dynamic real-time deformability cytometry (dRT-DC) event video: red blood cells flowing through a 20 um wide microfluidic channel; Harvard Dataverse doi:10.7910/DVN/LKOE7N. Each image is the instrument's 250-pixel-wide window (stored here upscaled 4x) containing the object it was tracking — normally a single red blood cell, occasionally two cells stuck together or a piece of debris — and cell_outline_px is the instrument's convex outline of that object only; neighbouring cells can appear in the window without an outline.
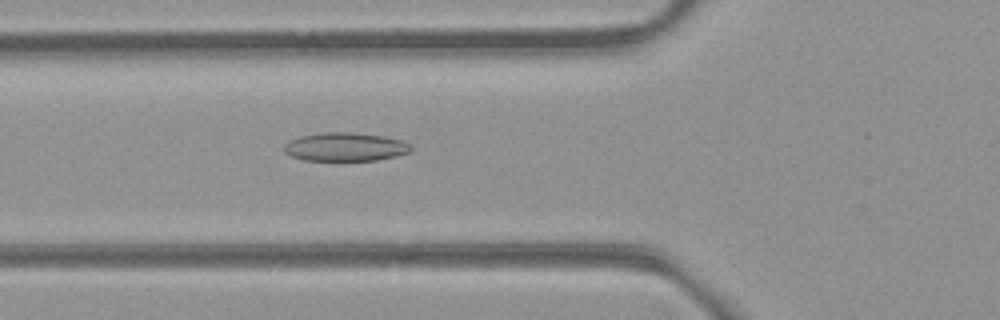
{"species": "common noctule bat (a hibernating species)", "species_latin": "Nyctalus noctula", "temperature_condition": "room temperature", "stored_images_in_passage": 47, "camera_frame_rate_fps": 3000, "um_per_image_px": 0.085, "animal": {"sex": "female", "body_mass_g": 21.9}, "frame": {"image": 1, "passage_image": 14, "time_ms": 4.333, "image_size_px": [1000, 320], "cell_outline_px": [[412, 148], [408, 152], [396, 156], [376, 160], [340, 164], [304, 160], [292, 156], [284, 152], [284, 144], [300, 136], [328, 132], [352, 132], [384, 136], [400, 140], [408, 144]], "centroid_in_image_um": [29.31, 12.54], "position_along_channel_um": 96.5, "area_um2": 21.85}}
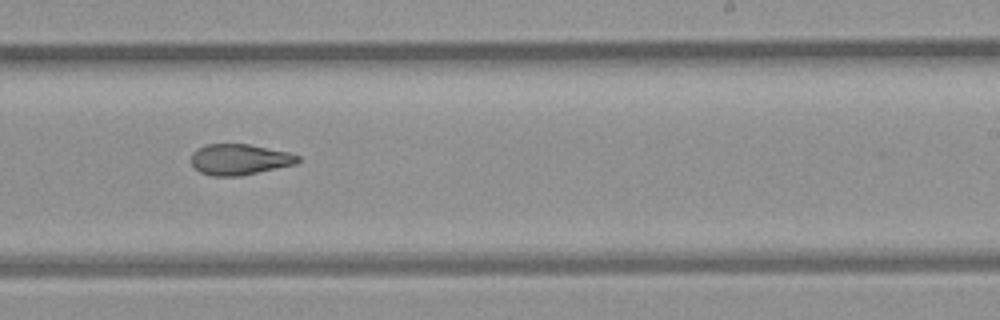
{"frame": {"image": 2, "passage_image": 27, "time_ms": 8.667, "image_size_px": [1000, 320], "cell_outline_px": [[300, 160], [296, 164], [240, 176], [212, 176], [200, 172], [192, 164], [192, 152], [196, 148], [204, 144], [248, 144], [288, 152], [300, 156]], "centroid_in_image_um": [20.35, 13.55], "position_along_channel_um": 268.7, "area_um2": 19.19}}
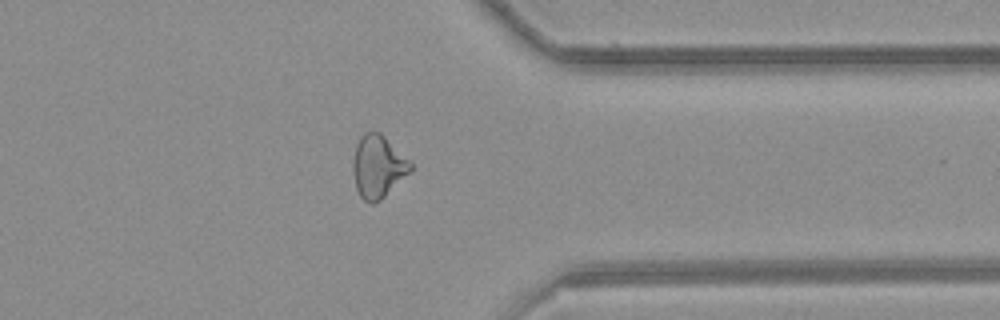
{"frame": {"image": 3, "passage_image": 36, "time_ms": 11.667, "image_size_px": [1000, 320], "cell_outline_px": [[412, 168], [380, 200], [372, 204], [364, 200], [360, 196], [356, 188], [352, 168], [352, 164], [356, 144], [360, 136], [364, 132], [380, 132], [412, 164]], "centroid_in_image_um": [32.07, 14.14], "position_along_channel_um": 379.3, "area_um2": 20.46}, "authors_computed_cell_mechanics": {"area_um2": 20.3456, "velocity_mm_per_s": 3.9587, "shape_relaxation_time_tau1_ms": null, "shape_relaxation_time_tau2_ms": 3.0127, "deformation_change_tau1": null, "deformation_change_tau2": 0.1048}}